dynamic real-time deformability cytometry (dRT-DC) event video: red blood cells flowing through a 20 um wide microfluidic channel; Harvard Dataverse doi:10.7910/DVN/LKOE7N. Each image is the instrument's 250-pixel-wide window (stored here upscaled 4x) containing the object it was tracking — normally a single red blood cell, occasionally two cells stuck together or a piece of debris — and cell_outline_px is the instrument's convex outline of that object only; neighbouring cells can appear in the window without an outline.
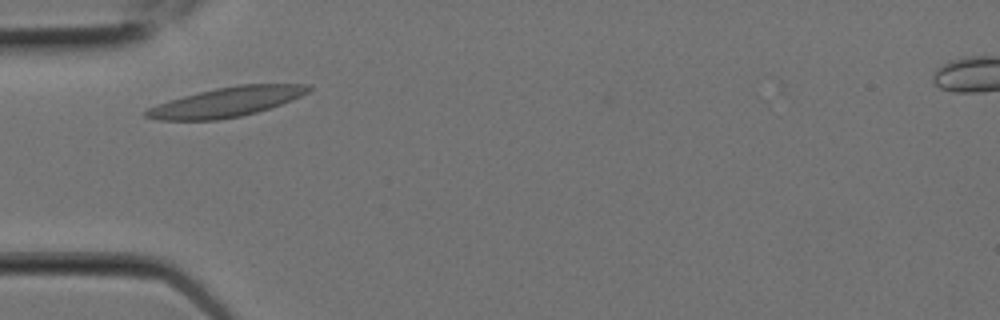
{"species": "Egyptian fruit bat (a non-hibernating species)", "species_latin": "Rousettus aegyptiacus", "temperature_condition": "room temperature", "stored_images_in_passage": 4, "camera_frame_rate_fps": 3000, "um_per_image_px": 0.085, "animal": {"sex": "female"}, "frame": {"image": 1, "passage_image": 3, "time_ms": 0.667, "image_size_px": [1000, 320], "cell_outline_px": [[312, 88], [308, 92], [292, 100], [256, 112], [240, 116], [220, 120], [160, 120], [144, 116], [144, 112], [148, 108], [156, 104], [168, 100], [216, 88], [240, 84], [312, 84]], "centroid_in_image_um": [19.25, 8.67], "position_along_channel_um": 65.7, "area_um2": 27.8}}
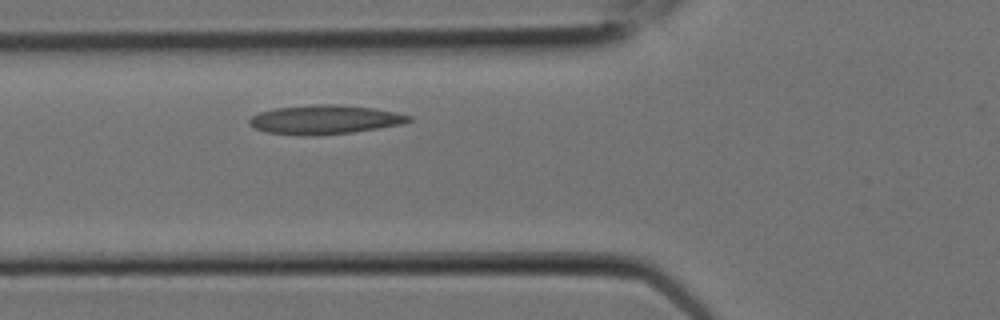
{"frame": {"image": 2, "passage_image": 4, "time_ms": 1.0, "image_size_px": [1000, 320], "cell_outline_px": [[412, 120], [404, 124], [352, 132], [316, 136], [312, 136], [264, 132], [248, 124], [248, 120], [252, 116], [260, 112], [276, 108], [320, 104], [336, 104], [372, 108], [396, 112], [412, 116]], "centroid_in_image_um": [27.62, 10.17], "position_along_channel_um": 98.2, "area_um2": 26.93}}